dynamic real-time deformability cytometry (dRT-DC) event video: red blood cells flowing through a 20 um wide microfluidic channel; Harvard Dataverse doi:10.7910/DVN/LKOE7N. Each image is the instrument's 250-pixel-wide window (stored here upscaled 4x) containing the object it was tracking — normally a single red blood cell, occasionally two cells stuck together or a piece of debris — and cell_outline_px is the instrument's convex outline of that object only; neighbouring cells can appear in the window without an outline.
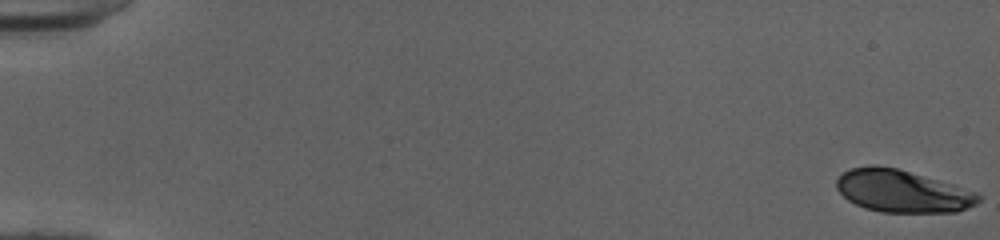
{"species": "human", "species_latin": "Homo sapiens", "temperature_condition": "cold", "stored_images_in_passage": 52, "camera_frame_rate_fps": 3000, "um_per_image_px": 0.085, "donor": {"sex": "female"}, "frame": {"image": 1, "passage_image": 1, "time_ms": 0.0, "image_size_px": [1000, 240], "cell_outline_px": [[980, 200], [976, 204], [968, 208], [956, 212], [880, 212], [864, 208], [848, 200], [836, 188], [836, 180], [844, 172], [852, 168], [872, 164], [876, 164], [896, 168], [952, 184], [976, 192], [980, 196]], "centroid_in_image_um": [76.68, 16.25], "position_along_channel_um": 8.3, "area_um2": 34.91}}
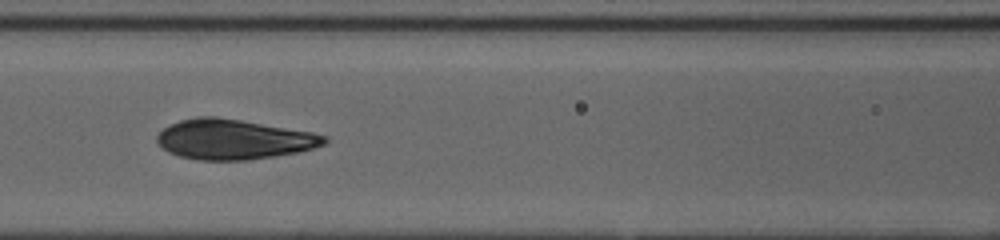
{"frame": {"image": 2, "passage_image": 25, "time_ms": 8.0, "image_size_px": [1000, 240], "cell_outline_px": [[328, 140], [324, 144], [312, 148], [296, 152], [276, 156], [248, 160], [196, 160], [180, 156], [168, 152], [160, 148], [156, 140], [156, 136], [168, 124], [180, 120], [204, 116], [212, 116], [240, 120], [312, 132], [328, 136]], "centroid_in_image_um": [19.82, 11.85], "position_along_channel_um": 146.8, "area_um2": 38.96}}
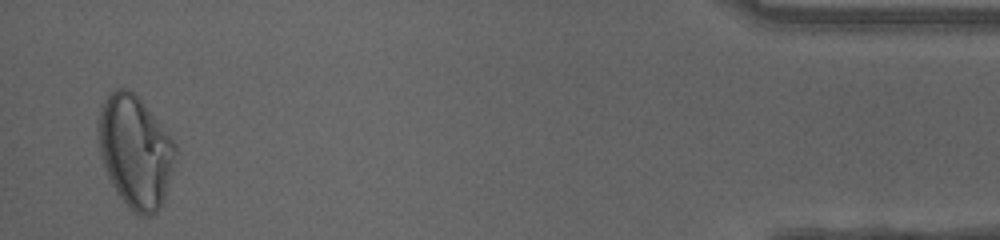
{"frame": {"image": 3, "passage_image": 51, "time_ms": 16.667, "image_size_px": [1000, 240], "cell_outline_px": [[176, 152], [164, 200], [160, 208], [156, 212], [148, 216], [140, 216], [128, 208], [116, 192], [104, 168], [100, 156], [96, 136], [96, 120], [100, 104], [116, 88], [124, 88], [132, 92], [140, 100], [176, 144]], "centroid_in_image_um": [11.43, 12.89], "position_along_channel_um": 423.8, "area_um2": 50.4}, "authors_computed_cell_mechanics": {"area_um2": 38.0324, "velocity_mm_per_s": 4.0165, "shape_relaxation_time_tau1_ms": 7.2376, "shape_relaxation_time_tau2_ms": 0.8975, "deformation_change_tau1": 0.2306, "deformation_change_tau2": 0.0469}}